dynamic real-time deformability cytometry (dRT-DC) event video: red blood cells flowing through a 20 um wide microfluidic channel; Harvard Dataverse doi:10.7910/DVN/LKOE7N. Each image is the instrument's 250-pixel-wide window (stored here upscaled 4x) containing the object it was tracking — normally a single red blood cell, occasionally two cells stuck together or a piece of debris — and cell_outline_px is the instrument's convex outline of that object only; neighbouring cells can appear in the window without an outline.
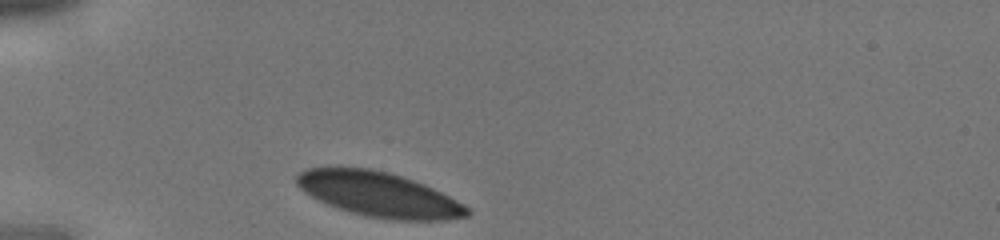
{"species": "human", "species_latin": "Homo sapiens", "temperature_condition": "cold", "stored_images_in_passage": 5, "camera_frame_rate_fps": 3000, "um_per_image_px": 0.085, "donor": {"sex": "male"}, "frame": {"image": 1, "passage_image": 1, "time_ms": 0.0, "image_size_px": [1000, 240], "cell_outline_px": [[472, 212], [468, 216], [448, 220], [392, 220], [364, 216], [348, 212], [328, 204], [304, 192], [296, 184], [296, 176], [300, 172], [308, 168], [372, 168], [388, 172], [424, 184], [456, 200], [468, 208]], "centroid_in_image_um": [32.21, 16.54], "position_along_channel_um": 52.8, "area_um2": 44.16}}
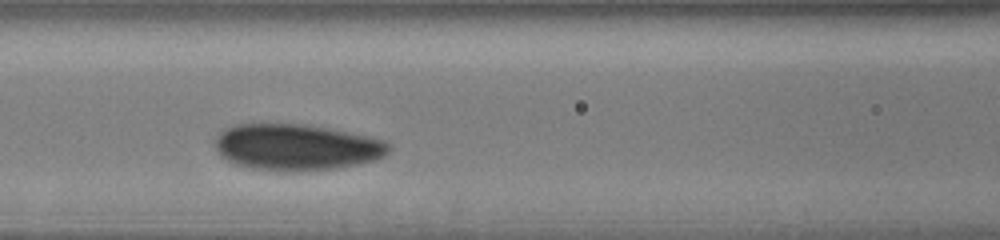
{"frame": {"image": 2, "passage_image": 4, "time_ms": 1.0, "image_size_px": [1000, 240], "cell_outline_px": [[392, 148], [384, 156], [372, 160], [340, 168], [304, 172], [280, 172], [248, 168], [232, 164], [220, 156], [216, 148], [216, 136], [224, 128], [232, 124], [252, 120], [308, 124], [368, 136], [384, 140], [392, 144]], "centroid_in_image_um": [25.11, 12.48], "position_along_channel_um": 141.5, "area_um2": 48.78}}
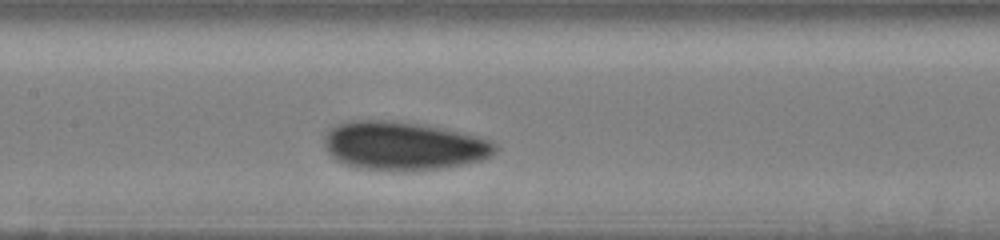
{"frame": {"image": 3, "passage_image": 5, "time_ms": 1.333, "image_size_px": [1000, 240], "cell_outline_px": [[500, 148], [492, 156], [484, 160], [444, 168], [360, 168], [344, 164], [336, 160], [324, 148], [324, 136], [328, 128], [336, 124], [348, 120], [392, 120], [420, 124], [444, 128], [480, 136], [492, 140]], "centroid_in_image_um": [34.32, 12.35], "position_along_channel_um": 173.1, "area_um2": 48.21}}